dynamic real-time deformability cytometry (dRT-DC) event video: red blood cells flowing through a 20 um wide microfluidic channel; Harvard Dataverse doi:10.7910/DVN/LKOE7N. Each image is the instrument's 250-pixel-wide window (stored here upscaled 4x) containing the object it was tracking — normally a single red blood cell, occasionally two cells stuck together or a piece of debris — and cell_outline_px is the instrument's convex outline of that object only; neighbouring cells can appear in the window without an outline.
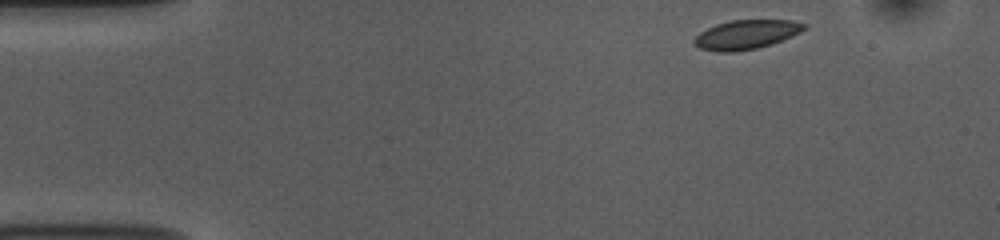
{"species": "common noctule bat (a hibernating species)", "species_latin": "Nyctalus noctula", "temperature_condition": "room temperature", "stored_images_in_passage": 48, "camera_frame_rate_fps": 3000, "um_per_image_px": 0.085, "animal": {"sex": "female", "body_mass_g": 10.0, "forearm_length_mm": 53.1}, "frame": {"image": 1, "passage_image": 1, "time_ms": 0.0, "image_size_px": [1000, 240], "cell_outline_px": [[808, 28], [792, 36], [772, 44], [756, 48], [732, 52], [720, 52], [700, 48], [692, 40], [700, 32], [716, 24], [732, 20], [792, 20], [808, 24]], "centroid_in_image_um": [63.47, 2.93], "position_along_channel_um": 21.5, "area_um2": 18.67}}
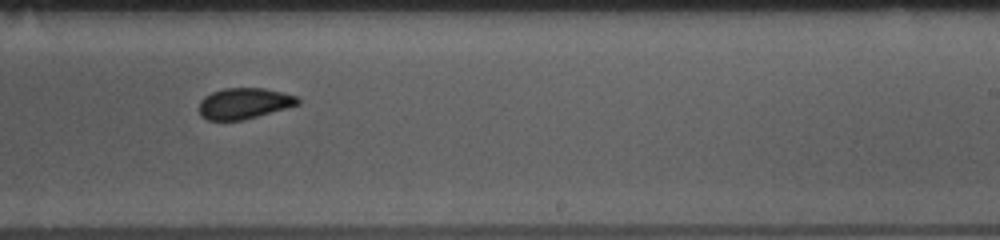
{"frame": {"image": 2, "passage_image": 27, "time_ms": 8.667, "image_size_px": [1000, 240], "cell_outline_px": [[300, 104], [244, 120], [208, 120], [200, 116], [200, 100], [204, 96], [212, 92], [224, 88], [264, 88], [284, 92], [300, 96]], "centroid_in_image_um": [20.78, 8.78], "position_along_channel_um": 268.2, "area_um2": 17.98}}
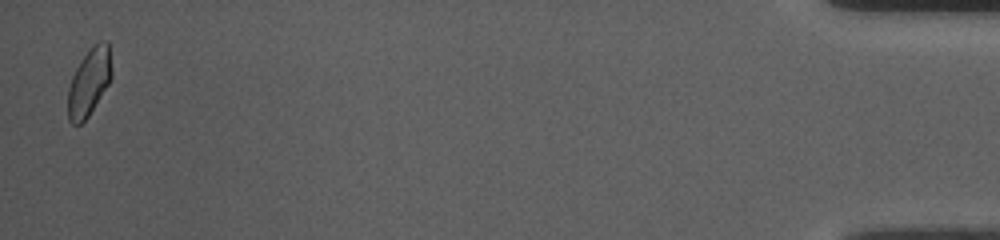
{"frame": {"image": 3, "passage_image": 47, "time_ms": 15.333, "image_size_px": [1000, 240], "cell_outline_px": [[112, 76], [108, 84], [88, 116], [80, 124], [72, 124], [68, 120], [68, 88], [72, 76], [80, 60], [100, 40], [108, 40], [112, 68]], "centroid_in_image_um": [7.58, 6.97], "position_along_channel_um": 427.6, "area_um2": 16.99}}